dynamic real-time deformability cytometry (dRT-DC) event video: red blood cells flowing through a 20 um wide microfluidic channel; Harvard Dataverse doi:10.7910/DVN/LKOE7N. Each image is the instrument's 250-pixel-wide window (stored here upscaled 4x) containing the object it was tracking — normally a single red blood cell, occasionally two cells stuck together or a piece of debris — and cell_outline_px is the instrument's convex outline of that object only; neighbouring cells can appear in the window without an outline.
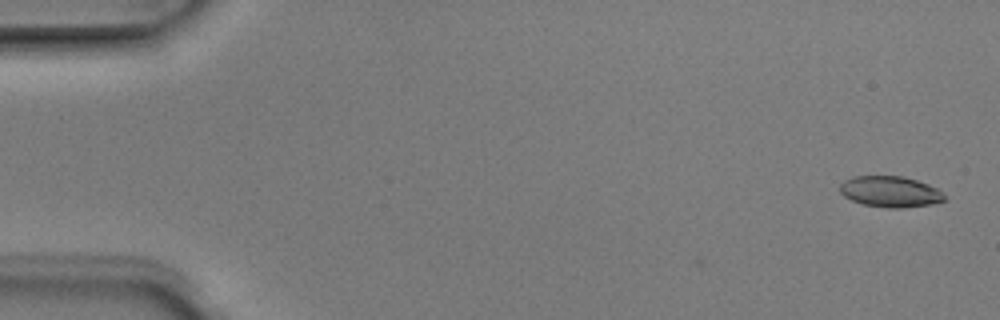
{"species": "Egyptian fruit bat (a non-hibernating species)", "species_latin": "Rousettus aegyptiacus", "temperature_condition": "room temperature", "stored_images_in_passage": 6, "camera_frame_rate_fps": 3000, "um_per_image_px": 0.085, "animal": {"sex": "male"}, "frame": {"image": 1, "passage_image": 1, "time_ms": 0.0, "image_size_px": [1000, 320], "cell_outline_px": [[944, 200], [932, 204], [900, 208], [888, 208], [864, 204], [852, 200], [844, 196], [840, 192], [840, 184], [844, 180], [852, 176], [904, 176], [928, 184], [944, 192]], "centroid_in_image_um": [75.66, 16.28], "position_along_channel_um": 9.3, "area_um2": 18.84}}
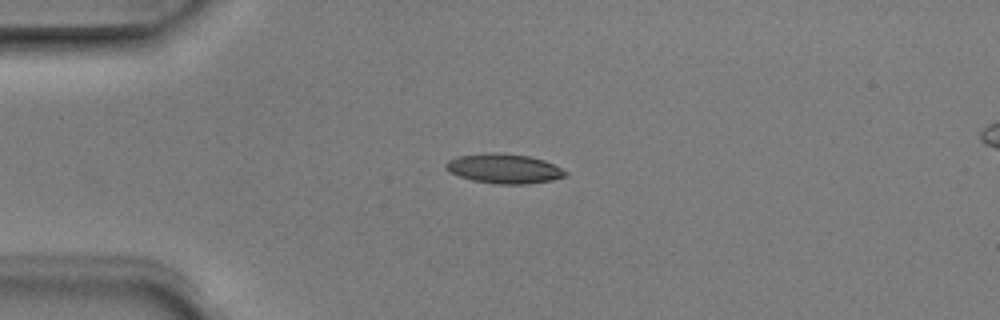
{"frame": {"image": 2, "passage_image": 4, "time_ms": 1.0, "image_size_px": [1000, 320], "cell_outline_px": [[568, 172], [564, 176], [552, 180], [528, 184], [500, 184], [472, 180], [448, 172], [444, 168], [444, 164], [448, 160], [460, 156], [484, 152], [500, 152], [528, 156], [544, 160]], "centroid_in_image_um": [42.8, 14.32], "position_along_channel_um": 42.2, "area_um2": 20.63}}
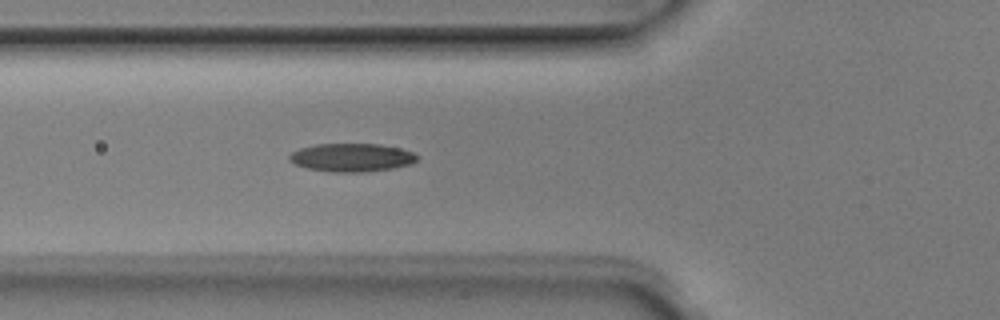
{"frame": {"image": 3, "passage_image": 6, "time_ms": 1.667, "image_size_px": [1000, 320], "cell_outline_px": [[420, 156], [412, 164], [392, 168], [364, 172], [332, 172], [308, 168], [296, 164], [288, 160], [288, 156], [292, 152], [300, 148], [316, 144], [380, 144], [400, 148], [412, 152]], "centroid_in_image_um": [29.91, 13.38], "position_along_channel_um": 95.9, "area_um2": 21.04}}